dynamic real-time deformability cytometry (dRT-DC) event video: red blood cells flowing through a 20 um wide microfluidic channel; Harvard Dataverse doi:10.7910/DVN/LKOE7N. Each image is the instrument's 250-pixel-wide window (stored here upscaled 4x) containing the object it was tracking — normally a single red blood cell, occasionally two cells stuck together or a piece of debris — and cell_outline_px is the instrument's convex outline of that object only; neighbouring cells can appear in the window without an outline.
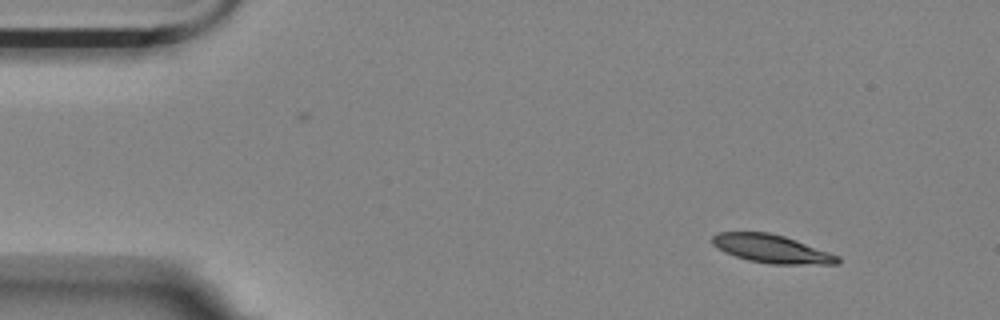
{"species": "Egyptian fruit bat (a non-hibernating species)", "species_latin": "Rousettus aegyptiacus", "temperature_condition": "room temperature", "stored_images_in_passage": 2, "camera_frame_rate_fps": 3000, "um_per_image_px": 0.085, "animal": {"sex": "female"}, "frame": {"image": 1, "passage_image": 1, "time_ms": 0.0, "image_size_px": [1000, 320], "cell_outline_px": [[840, 264], [768, 264], [748, 260], [724, 252], [716, 248], [712, 244], [712, 236], [716, 232], [768, 232], [784, 236], [840, 256]], "centroid_in_image_um": [65.56, 21.15], "position_along_channel_um": 19.4, "area_um2": 20.63}}